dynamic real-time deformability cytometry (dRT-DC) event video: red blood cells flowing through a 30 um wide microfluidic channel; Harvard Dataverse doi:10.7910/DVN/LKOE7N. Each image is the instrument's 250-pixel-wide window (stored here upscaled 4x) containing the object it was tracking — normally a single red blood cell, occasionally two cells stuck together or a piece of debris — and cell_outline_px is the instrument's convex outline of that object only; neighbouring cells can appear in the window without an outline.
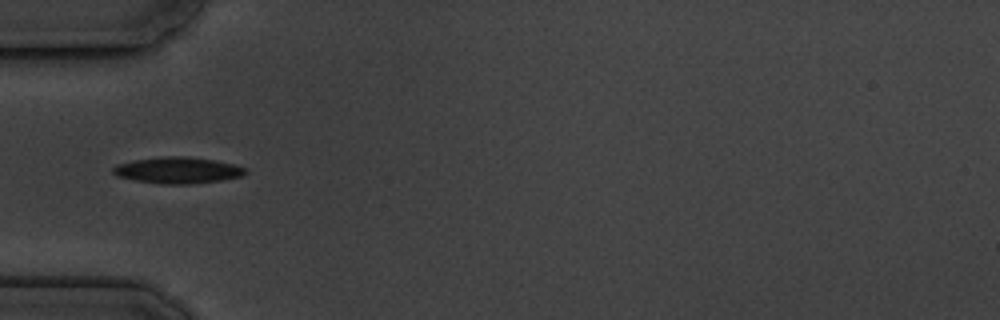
{"species": "common noctule bat (a hibernating species)", "species_latin": "Nyctalus noctula", "temperature_condition": "cold", "stored_images_in_passage": 16, "camera_frame_rate_fps": 3000, "um_per_image_px": 0.085, "animal": {"sex": "male", "body_mass_g": 19.5, "forearm_length_mm": 54.6}, "frame": {"image": 1, "passage_image": 5, "time_ms": 4.667, "image_size_px": [1000, 320], "cell_outline_px": [[248, 172], [244, 176], [220, 180], [192, 184], [164, 184], [136, 180], [116, 176], [112, 172], [112, 168], [116, 164], [132, 160], [160, 156], [184, 156], [216, 160], [236, 164], [248, 168]], "centroid_in_image_um": [15.14, 14.46], "position_along_channel_um": 69.9, "area_um2": 20.63}}
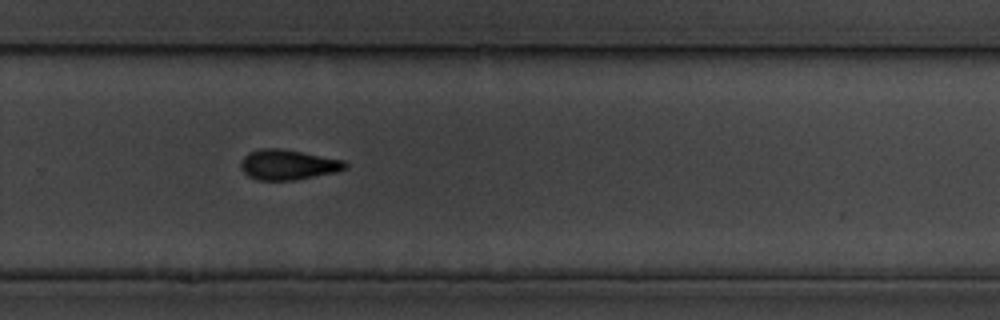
{"frame": {"image": 2, "passage_image": 11, "time_ms": 11.333, "image_size_px": [1000, 320], "cell_outline_px": [[348, 164], [344, 168], [336, 172], [296, 180], [256, 180], [248, 176], [240, 168], [240, 164], [244, 156], [248, 152], [260, 148], [280, 148], [344, 160]], "centroid_in_image_um": [24.44, 14.0], "position_along_channel_um": 305.4, "area_um2": 18.38}}
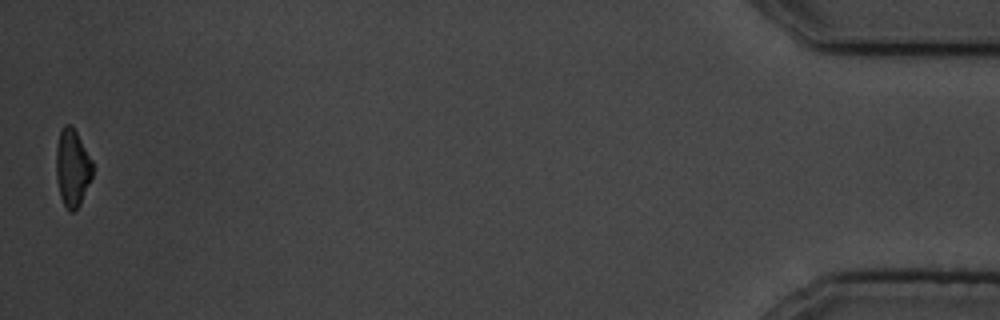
{"frame": {"image": 3, "passage_image": 16, "time_ms": 17.333, "image_size_px": [1000, 320], "cell_outline_px": [[92, 176], [80, 204], [72, 212], [68, 212], [60, 196], [56, 176], [56, 148], [60, 132], [64, 124], [72, 124], [92, 160]], "centroid_in_image_um": [6.14, 14.25], "position_along_channel_um": 429.1, "area_um2": 16.36}, "authors_computed_cell_mechanics": {"area_um2": 19.3341, "velocity_mm_per_s": 3.541, "shape_relaxation_time_tau1_ms": 3.7619, "shape_relaxation_time_tau2_ms": 4.1943, "deformation_change_tau1": 0.1017, "deformation_change_tau2": 0.0996}}